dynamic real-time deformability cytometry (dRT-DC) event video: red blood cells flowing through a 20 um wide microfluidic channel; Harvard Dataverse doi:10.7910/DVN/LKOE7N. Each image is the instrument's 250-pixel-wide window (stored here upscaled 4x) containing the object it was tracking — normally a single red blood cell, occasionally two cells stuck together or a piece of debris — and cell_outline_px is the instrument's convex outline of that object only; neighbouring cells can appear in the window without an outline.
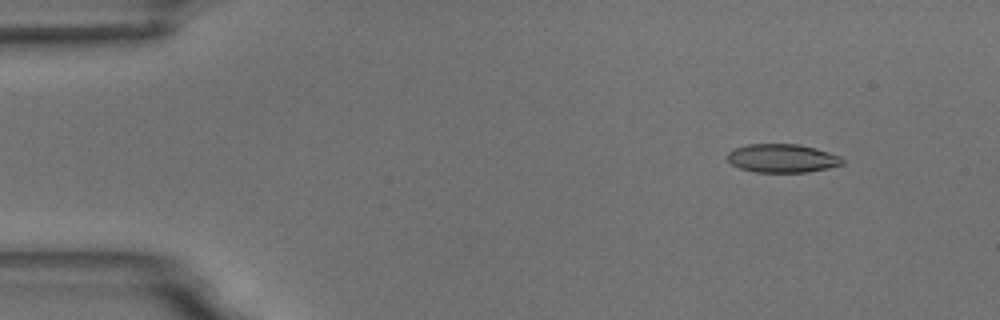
{"species": "common noctule bat (a hibernating species)", "species_latin": "Nyctalus noctula", "temperature_condition": "room temperature", "stored_images_in_passage": 5, "camera_frame_rate_fps": 3000, "um_per_image_px": 0.085, "animal": {"sex": "male", "body_mass_g": 18.8}, "frame": {"image": 1, "passage_image": 2, "time_ms": 1.0, "image_size_px": [1000, 320], "cell_outline_px": [[844, 164], [828, 168], [808, 172], [756, 172], [740, 168], [732, 164], [728, 160], [728, 152], [736, 148], [748, 144], [796, 144], [816, 148], [840, 156], [844, 160]], "centroid_in_image_um": [66.51, 13.45], "position_along_channel_um": 18.5, "area_um2": 19.02}}